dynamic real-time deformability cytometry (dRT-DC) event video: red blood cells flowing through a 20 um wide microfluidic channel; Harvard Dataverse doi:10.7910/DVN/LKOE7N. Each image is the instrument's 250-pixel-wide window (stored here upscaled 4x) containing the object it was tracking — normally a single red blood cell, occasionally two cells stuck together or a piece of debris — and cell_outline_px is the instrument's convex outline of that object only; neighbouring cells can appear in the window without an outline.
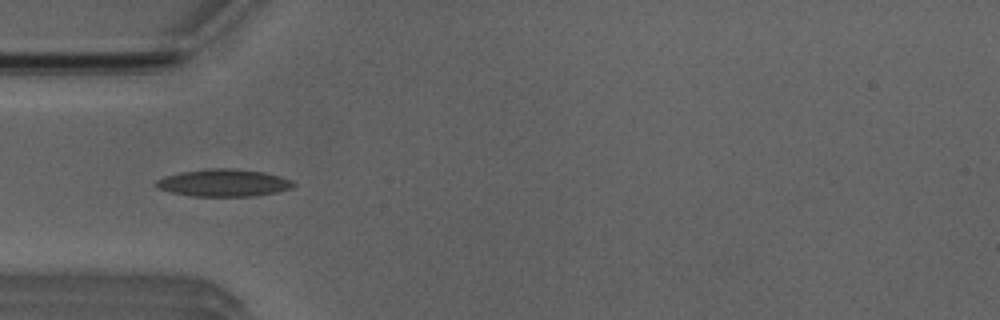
{"species": "Egyptian fruit bat (a non-hibernating species)", "species_latin": "Rousettus aegyptiacus", "temperature_condition": "room temperature", "stored_images_in_passage": 45, "camera_frame_rate_fps": 3000, "um_per_image_px": 0.085, "animal": {"sex": "male"}, "frame": {"image": 1, "passage_image": 9, "time_ms": 2.667, "image_size_px": [1000, 320], "cell_outline_px": [[296, 184], [292, 188], [276, 192], [256, 196], [192, 196], [172, 192], [156, 188], [152, 184], [156, 180], [164, 176], [184, 172], [208, 168], [232, 168], [264, 172], [280, 176], [292, 180]], "centroid_in_image_um": [19.01, 15.54], "position_along_channel_um": 66.0, "area_um2": 21.96}}
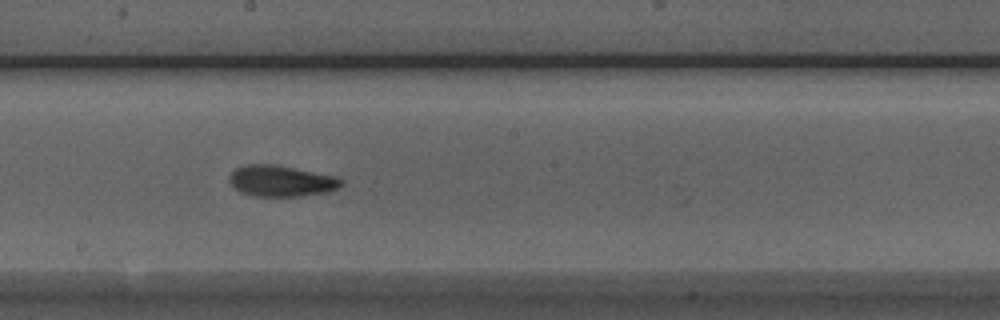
{"frame": {"image": 2, "passage_image": 21, "time_ms": 6.667, "image_size_px": [1000, 320], "cell_outline_px": [[344, 184], [340, 188], [324, 192], [300, 196], [252, 196], [240, 192], [228, 180], [228, 176], [236, 168], [244, 164], [276, 164], [336, 176], [344, 180]], "centroid_in_image_um": [23.91, 15.37], "position_along_channel_um": 224.3, "area_um2": 20.46}}
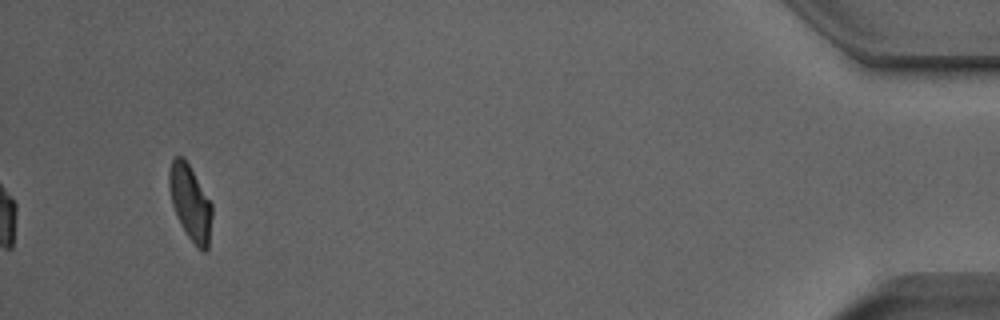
{"frame": {"image": 3, "passage_image": 42, "time_ms": 13.667, "image_size_px": [1000, 320], "cell_outline_px": [[212, 216], [208, 248], [204, 252], [196, 248], [188, 236], [172, 204], [168, 184], [168, 172], [172, 160], [176, 156], [184, 156], [212, 204]], "centroid_in_image_um": [16.18, 17.21], "position_along_channel_um": 419.0, "area_um2": 18.61}, "authors_computed_cell_mechanics": {"area_um2": 19.9988, "velocity_mm_per_s": 3.9581, "shape_relaxation_time_tau1_ms": 4.8609, "shape_relaxation_time_tau2_ms": 1.9731, "deformation_change_tau1": 0.1789, "deformation_change_tau2": 0.0958}}